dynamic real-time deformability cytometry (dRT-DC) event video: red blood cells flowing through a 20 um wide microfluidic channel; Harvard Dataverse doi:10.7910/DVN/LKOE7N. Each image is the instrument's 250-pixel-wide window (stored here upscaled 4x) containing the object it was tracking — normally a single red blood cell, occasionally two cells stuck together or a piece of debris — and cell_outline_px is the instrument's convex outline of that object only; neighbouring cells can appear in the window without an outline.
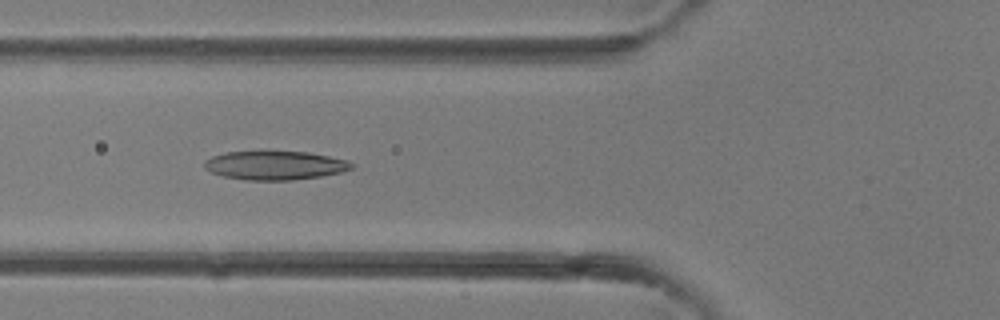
{"species": "common noctule bat (a hibernating species)", "species_latin": "Nyctalus noctula", "temperature_condition": "room temperature", "stored_images_in_passage": 39, "camera_frame_rate_fps": 3000, "um_per_image_px": 0.085, "animal": {"sex": "female"}, "frame": {"image": 1, "passage_image": 15, "time_ms": 4.667, "image_size_px": [1000, 320], "cell_outline_px": [[352, 168], [344, 172], [320, 176], [292, 180], [248, 180], [224, 176], [212, 172], [204, 168], [204, 160], [212, 156], [228, 152], [260, 148], [308, 152], [348, 160], [352, 164]], "centroid_in_image_um": [23.35, 14.0], "position_along_channel_um": 102.5, "area_um2": 25.61}}
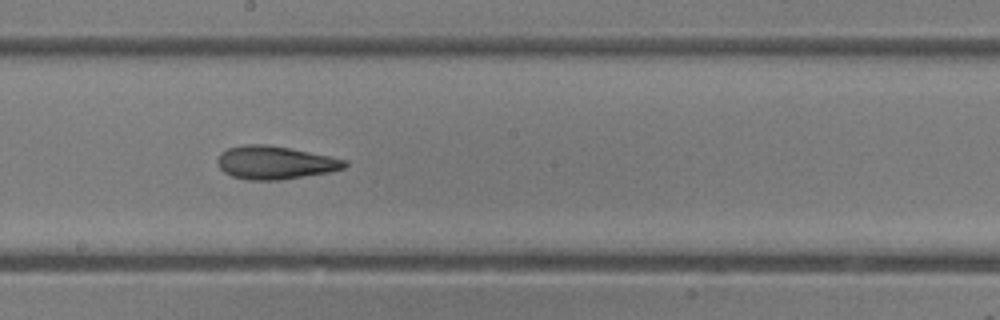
{"frame": {"image": 2, "passage_image": 22, "time_ms": 7.0, "image_size_px": [1000, 320], "cell_outline_px": [[348, 164], [344, 168], [332, 172], [280, 180], [248, 180], [232, 176], [224, 172], [220, 168], [216, 160], [220, 152], [228, 148], [244, 144], [268, 144], [348, 160]], "centroid_in_image_um": [23.36, 13.82], "position_along_channel_um": 224.8, "area_um2": 24.68}}
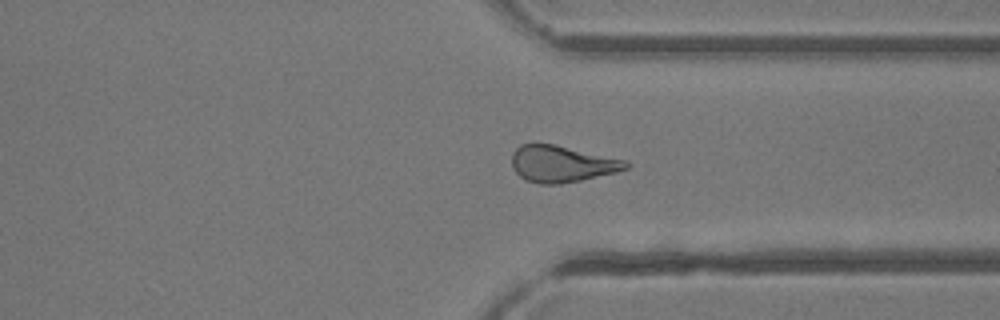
{"frame": {"image": 3, "passage_image": 30, "time_ms": 9.667, "image_size_px": [1000, 320], "cell_outline_px": [[628, 168], [616, 172], [580, 180], [560, 184], [540, 184], [524, 180], [512, 168], [512, 152], [520, 144], [556, 144], [628, 160]], "centroid_in_image_um": [47.75, 13.92], "position_along_channel_um": 363.7, "area_um2": 24.45}}